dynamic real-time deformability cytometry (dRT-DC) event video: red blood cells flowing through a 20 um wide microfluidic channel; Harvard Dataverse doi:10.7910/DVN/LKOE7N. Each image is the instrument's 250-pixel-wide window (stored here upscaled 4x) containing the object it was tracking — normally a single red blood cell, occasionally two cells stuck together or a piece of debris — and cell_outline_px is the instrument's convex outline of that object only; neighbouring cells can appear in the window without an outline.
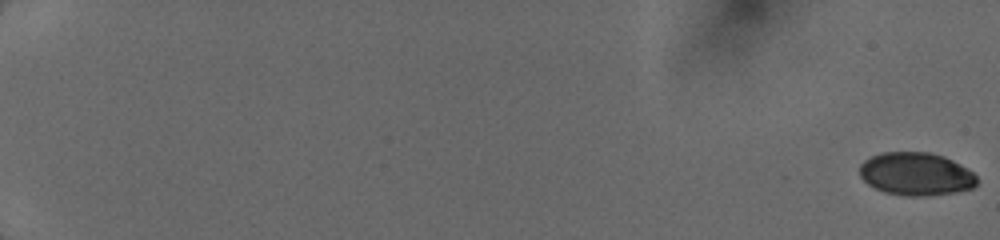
{"species": "human", "species_latin": "Homo sapiens", "temperature_condition": "cold", "stored_images_in_passage": 26, "camera_frame_rate_fps": 3000, "um_per_image_px": 0.085, "donor": {"sex": "female"}, "frame": {"image": 1, "passage_image": 1, "time_ms": 0.0, "image_size_px": [1000, 240], "cell_outline_px": [[976, 184], [972, 188], [956, 192], [928, 196], [904, 196], [884, 192], [868, 184], [860, 176], [860, 164], [864, 160], [872, 156], [884, 152], [928, 152], [944, 156], [968, 168], [976, 176]], "centroid_in_image_um": [77.86, 14.79], "position_along_channel_um": 7.1, "area_um2": 29.42}}
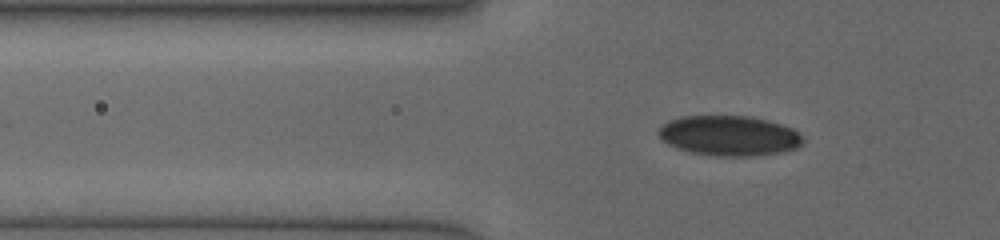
{"frame": {"image": 2, "passage_image": 24, "time_ms": 6.667, "image_size_px": [1000, 240], "cell_outline_px": [[804, 140], [796, 148], [784, 152], [760, 156], [712, 156], [692, 152], [676, 148], [668, 144], [656, 132], [656, 128], [660, 124], [668, 120], [680, 116], [752, 116], [768, 120], [792, 128]], "centroid_in_image_um": [61.93, 11.53], "position_along_channel_um": 63.9, "area_um2": 34.1}}